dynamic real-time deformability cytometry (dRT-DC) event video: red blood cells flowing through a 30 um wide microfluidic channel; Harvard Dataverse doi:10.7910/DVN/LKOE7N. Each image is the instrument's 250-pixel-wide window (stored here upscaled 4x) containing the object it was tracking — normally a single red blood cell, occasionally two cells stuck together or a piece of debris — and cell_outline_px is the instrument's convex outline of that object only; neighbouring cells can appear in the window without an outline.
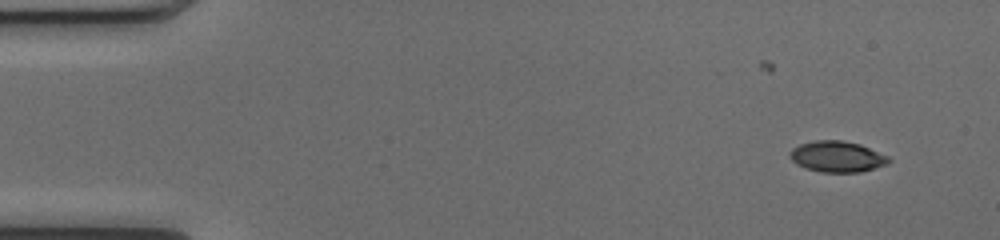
{"species": "common noctule bat (a hibernating species)", "species_latin": "Nyctalus noctula", "temperature_condition": "cold", "stored_images_in_passage": 34, "camera_frame_rate_fps": 3000, "um_per_image_px": 0.085, "animal": {"sex": "female", "body_mass_g": 17.0, "forearm_length_mm": 48.0}, "frame": {"image": 1, "passage_image": 1, "time_ms": 0.0, "image_size_px": [1000, 240], "cell_outline_px": [[892, 160], [888, 164], [860, 172], [820, 172], [796, 164], [788, 156], [788, 152], [792, 148], [800, 144], [812, 140], [840, 140], [860, 144], [888, 156]], "centroid_in_image_um": [71.14, 13.3], "position_along_channel_um": 13.9, "area_um2": 17.92}}
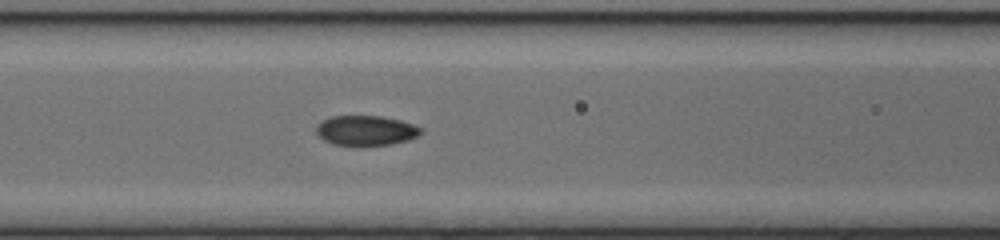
{"frame": {"image": 2, "passage_image": 19, "time_ms": 6.0, "image_size_px": [1000, 240], "cell_outline_px": [[424, 132], [408, 140], [392, 144], [360, 148], [332, 144], [324, 140], [316, 132], [316, 124], [320, 120], [332, 116], [380, 116], [400, 120], [424, 128]], "centroid_in_image_um": [31.09, 11.12], "position_along_channel_um": 135.5, "area_um2": 18.96}}
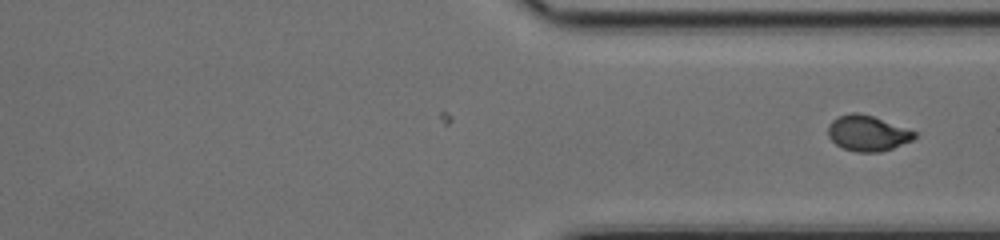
{"frame": {"image": 3, "passage_image": 34, "time_ms": 11.0, "image_size_px": [1000, 240], "cell_outline_px": [[916, 136], [912, 140], [892, 148], [880, 152], [856, 152], [844, 148], [836, 144], [828, 136], [828, 124], [832, 120], [840, 116], [852, 112], [860, 112], [872, 116], [916, 132]], "centroid_in_image_um": [73.71, 11.32], "position_along_channel_um": 337.7, "area_um2": 17.69}}